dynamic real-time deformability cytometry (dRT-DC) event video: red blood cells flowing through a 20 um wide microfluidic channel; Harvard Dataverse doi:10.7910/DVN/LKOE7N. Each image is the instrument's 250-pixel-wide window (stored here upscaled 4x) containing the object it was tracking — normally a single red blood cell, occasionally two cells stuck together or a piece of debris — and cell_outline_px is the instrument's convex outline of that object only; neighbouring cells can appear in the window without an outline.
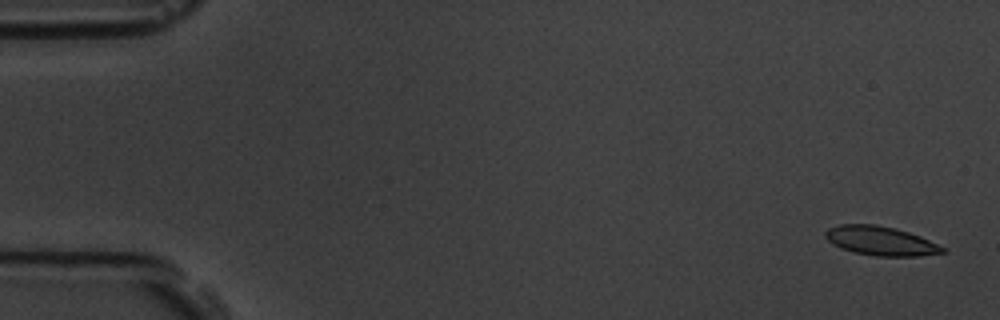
{"species": "common noctule bat (a hibernating species)", "species_latin": "Nyctalus noctula", "temperature_condition": "room temperature", "stored_images_in_passage": 5, "camera_frame_rate_fps": 3000, "um_per_image_px": 0.085, "animal": {"sex": "male", "body_mass_g": 19.5, "forearm_length_mm": 54.6}, "frame": {"image": 1, "passage_image": 1, "time_ms": 0.0, "image_size_px": [1000, 320], "cell_outline_px": [[948, 252], [920, 256], [876, 256], [852, 252], [840, 248], [832, 244], [824, 236], [824, 232], [828, 228], [840, 224], [876, 224], [896, 228], [920, 236], [944, 248]], "centroid_in_image_um": [74.82, 20.47], "position_along_channel_um": 10.2, "area_um2": 20.0}}
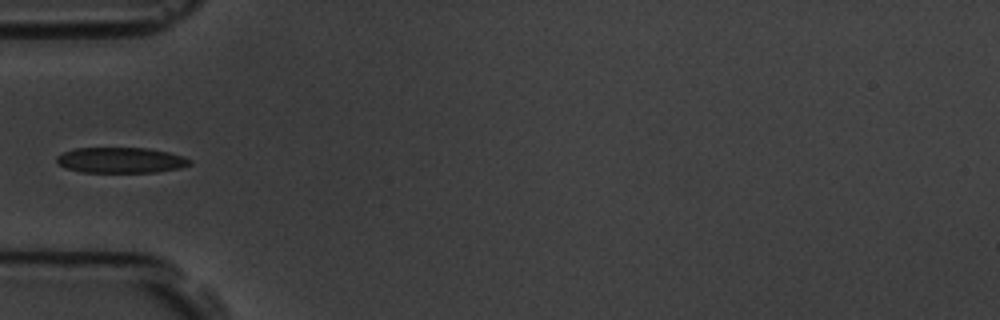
{"frame": {"image": 2, "passage_image": 5, "time_ms": 5.333, "image_size_px": [1000, 320], "cell_outline_px": [[192, 164], [180, 168], [156, 172], [80, 172], [68, 168], [60, 164], [56, 160], [56, 156], [72, 148], [148, 148], [168, 152], [184, 156], [192, 160]], "centroid_in_image_um": [10.3, 13.61], "position_along_channel_um": 74.7, "area_um2": 19.88}}